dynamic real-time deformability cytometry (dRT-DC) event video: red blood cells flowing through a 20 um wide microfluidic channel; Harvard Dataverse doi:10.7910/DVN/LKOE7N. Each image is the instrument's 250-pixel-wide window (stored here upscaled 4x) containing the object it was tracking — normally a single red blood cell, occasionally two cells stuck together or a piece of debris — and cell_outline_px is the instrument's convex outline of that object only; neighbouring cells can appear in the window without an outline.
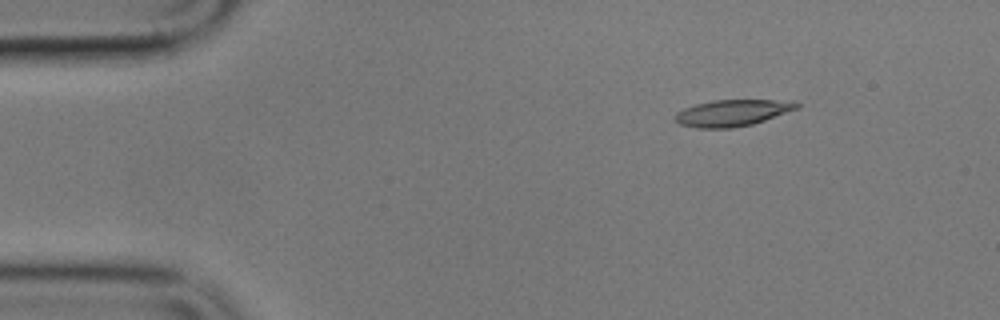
{"species": "common noctule bat (a hibernating species)", "species_latin": "Nyctalus noctula", "temperature_condition": "cold", "stored_images_in_passage": 11, "camera_frame_rate_fps": 3000, "um_per_image_px": 0.085, "animal": {"sex": "male", "body_mass_g": 17.9}, "frame": {"image": 1, "passage_image": 2, "time_ms": 2.0, "image_size_px": [1000, 320], "cell_outline_px": [[800, 108], [752, 124], [732, 128], [696, 128], [680, 124], [672, 120], [672, 116], [676, 112], [684, 108], [696, 104], [712, 100], [792, 100], [800, 104]], "centroid_in_image_um": [62.22, 9.59], "position_along_channel_um": 22.8, "area_um2": 19.02}}
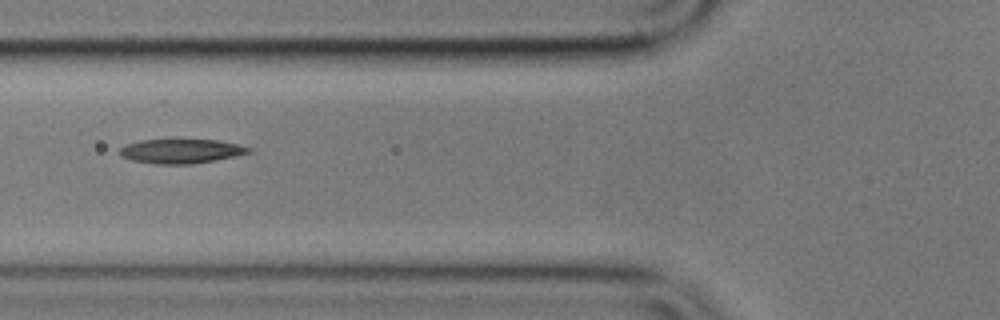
{"frame": {"image": 2, "passage_image": 6, "time_ms": 6.667, "image_size_px": [1000, 320], "cell_outline_px": [[252, 152], [236, 156], [192, 164], [156, 164], [132, 160], [120, 156], [120, 148], [128, 144], [140, 140], [168, 136], [176, 136], [220, 140], [240, 144], [252, 148]], "centroid_in_image_um": [15.42, 12.78], "position_along_channel_um": 110.4, "area_um2": 19.54}}
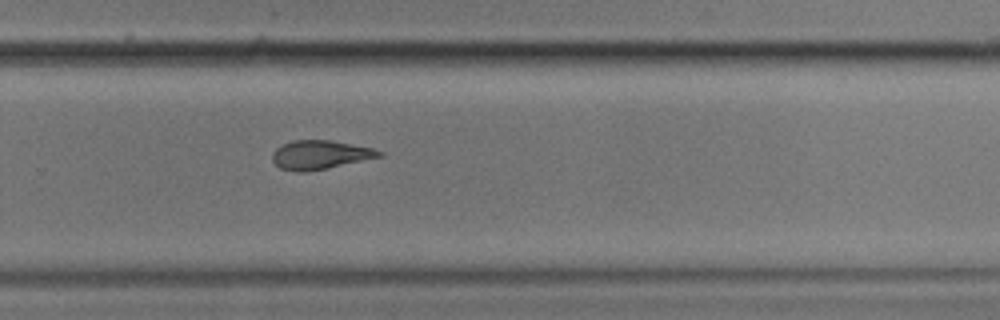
{"frame": {"image": 3, "passage_image": 11, "time_ms": 12.333, "image_size_px": [1000, 320], "cell_outline_px": [[384, 156], [304, 172], [296, 172], [280, 168], [272, 160], [272, 152], [276, 148], [292, 140], [332, 140], [372, 148], [384, 152]], "centroid_in_image_um": [27.2, 13.15], "position_along_channel_um": 302.6, "area_um2": 17.8}}